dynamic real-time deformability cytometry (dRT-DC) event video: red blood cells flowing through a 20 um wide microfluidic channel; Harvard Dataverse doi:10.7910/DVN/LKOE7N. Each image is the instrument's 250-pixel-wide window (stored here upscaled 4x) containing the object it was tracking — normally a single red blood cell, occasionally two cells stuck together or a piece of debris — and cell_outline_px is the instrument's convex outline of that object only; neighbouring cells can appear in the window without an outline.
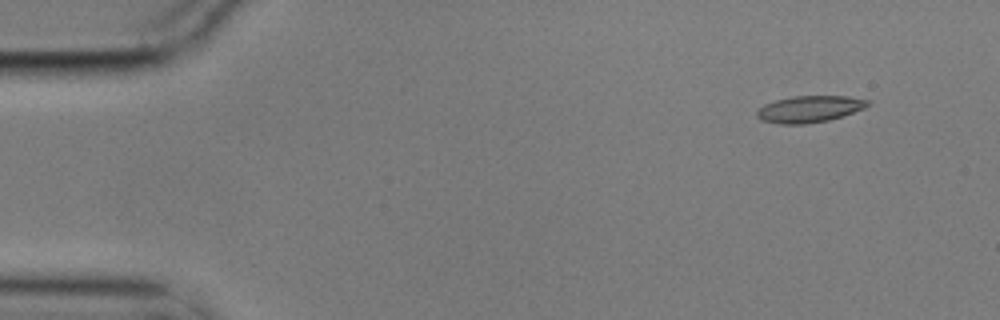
{"species": "common noctule bat (a hibernating species)", "species_latin": "Nyctalus noctula", "temperature_condition": "cold", "stored_images_in_passage": 4, "camera_frame_rate_fps": 3000, "um_per_image_px": 0.085, "animal": {"sex": "male", "body_mass_g": 17.9}, "frame": {"image": 1, "passage_image": 1, "time_ms": 0.0, "image_size_px": [1000, 320], "cell_outline_px": [[872, 104], [864, 108], [844, 116], [828, 120], [804, 124], [780, 124], [760, 120], [756, 116], [756, 112], [764, 104], [776, 100], [792, 96], [848, 96], [868, 100]], "centroid_in_image_um": [68.81, 9.27], "position_along_channel_um": 16.2, "area_um2": 17.28}}
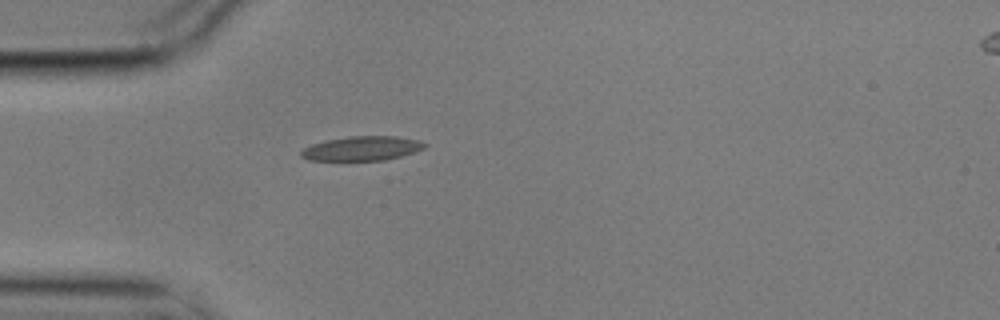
{"frame": {"image": 2, "passage_image": 4, "time_ms": 1.0, "image_size_px": [1000, 320], "cell_outline_px": [[428, 144], [424, 148], [416, 152], [384, 160], [308, 160], [300, 156], [300, 152], [304, 148], [312, 144], [328, 140], [348, 136], [396, 136], [420, 140]], "centroid_in_image_um": [30.8, 12.61], "position_along_channel_um": 54.2, "area_um2": 17.51}}